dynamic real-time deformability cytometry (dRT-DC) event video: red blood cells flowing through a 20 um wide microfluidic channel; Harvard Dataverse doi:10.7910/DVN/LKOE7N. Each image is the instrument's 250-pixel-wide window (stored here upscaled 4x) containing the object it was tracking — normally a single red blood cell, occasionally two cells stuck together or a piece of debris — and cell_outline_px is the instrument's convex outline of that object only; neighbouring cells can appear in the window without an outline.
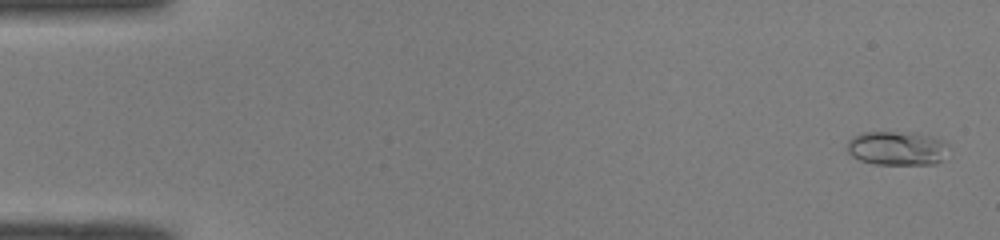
{"species": "common noctule bat (a hibernating species)", "species_latin": "Nyctalus noctula", "temperature_condition": "room temperature", "stored_images_in_passage": 50, "camera_frame_rate_fps": 3000, "um_per_image_px": 0.085, "animal": {"sex": "male", "body_mass_g": 19.0, "forearm_length_mm": 50.8}, "frame": {"image": 1, "passage_image": 2, "time_ms": 0.333, "image_size_px": [1000, 240], "cell_outline_px": [[940, 160], [936, 164], [876, 164], [860, 160], [852, 156], [848, 152], [848, 140], [852, 136], [860, 132], [912, 132], [932, 136], [940, 140]], "centroid_in_image_um": [76.07, 12.58], "position_along_channel_um": 8.9, "area_um2": 19.42}}
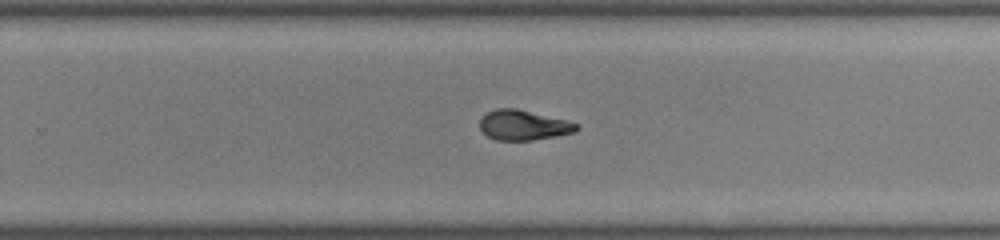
{"frame": {"image": 2, "passage_image": 33, "time_ms": 10.667, "image_size_px": [1000, 240], "cell_outline_px": [[580, 128], [572, 132], [556, 136], [532, 140], [496, 140], [488, 136], [480, 128], [480, 116], [496, 108], [516, 108], [568, 120], [580, 124]], "centroid_in_image_um": [44.5, 10.62], "position_along_channel_um": 285.3, "area_um2": 16.99}}
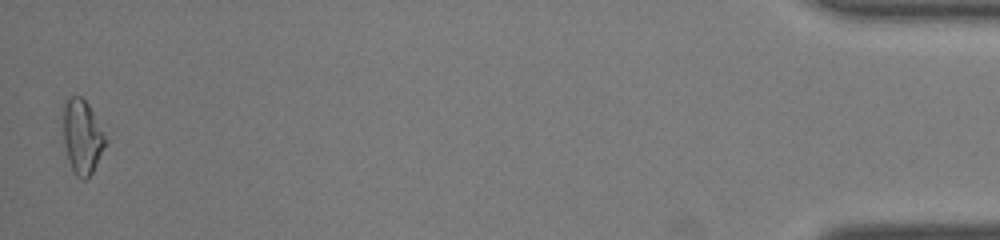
{"frame": {"image": 3, "passage_image": 50, "time_ms": 16.333, "image_size_px": [1000, 240], "cell_outline_px": [[108, 140], [92, 172], [84, 180], [80, 180], [76, 176], [68, 160], [64, 140], [64, 104], [68, 96], [80, 96], [88, 104], [104, 132]], "centroid_in_image_um": [7.0, 11.62], "position_along_channel_um": 428.2, "area_um2": 18.03}, "authors_computed_cell_mechanics": {"area_um2": 17.3689, "velocity_mm_per_s": 4.103, "shape_relaxation_time_tau1_ms": 5.7373, "shape_relaxation_time_tau2_ms": 1.384, "deformation_change_tau1": 0.2056, "deformation_change_tau2": 0.0668}}